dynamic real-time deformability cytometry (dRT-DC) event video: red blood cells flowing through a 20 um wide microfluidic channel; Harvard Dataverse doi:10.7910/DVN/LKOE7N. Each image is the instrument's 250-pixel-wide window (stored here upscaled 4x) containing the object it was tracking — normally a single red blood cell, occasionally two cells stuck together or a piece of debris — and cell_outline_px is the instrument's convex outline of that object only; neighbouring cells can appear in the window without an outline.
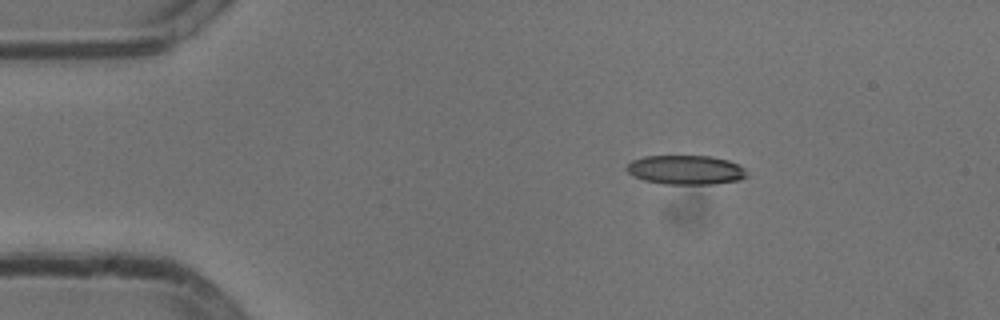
{"species": "common noctule bat (a hibernating species)", "species_latin": "Nyctalus noctula", "temperature_condition": "cold", "stored_images_in_passage": 28, "camera_frame_rate_fps": 3000, "um_per_image_px": 0.085, "animal": {"sex": "male", "body_mass_g": 13.3}, "frame": {"image": 1, "passage_image": 1, "time_ms": 0.0, "image_size_px": [1000, 320], "cell_outline_px": [[748, 176], [740, 180], [716, 184], [664, 184], [644, 180], [632, 176], [624, 168], [632, 160], [644, 156], [712, 156], [728, 160], [740, 164], [744, 168]], "centroid_in_image_um": [58.3, 14.44], "position_along_channel_um": 26.7, "area_um2": 20.75}}
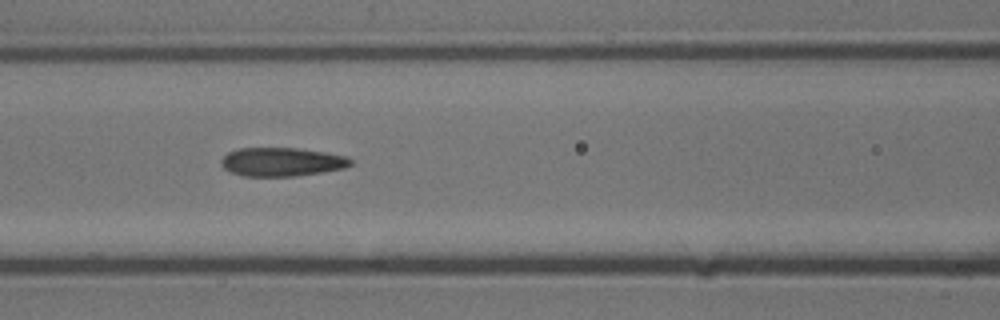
{"frame": {"image": 2, "passage_image": 15, "time_ms": 4.667, "image_size_px": [1000, 320], "cell_outline_px": [[352, 164], [344, 168], [296, 176], [244, 176], [232, 172], [224, 168], [220, 164], [220, 160], [228, 152], [240, 148], [296, 148], [324, 152], [348, 156], [352, 160]], "centroid_in_image_um": [23.95, 13.76], "position_along_channel_um": 142.7, "area_um2": 21.56}}
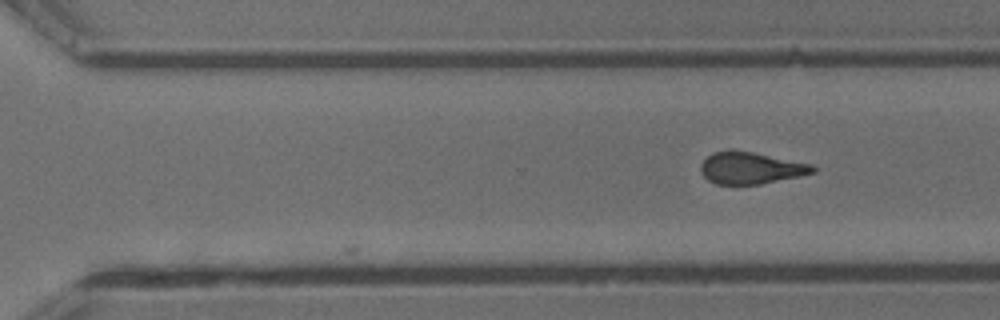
{"frame": {"image": 3, "passage_image": 28, "time_ms": 9.0, "image_size_px": [1000, 320], "cell_outline_px": [[816, 172], [800, 176], [760, 184], [716, 184], [708, 180], [700, 172], [700, 164], [712, 152], [728, 148], [732, 148], [812, 164], [816, 168]], "centroid_in_image_um": [63.78, 14.26], "position_along_channel_um": 306.8, "area_um2": 21.04}}